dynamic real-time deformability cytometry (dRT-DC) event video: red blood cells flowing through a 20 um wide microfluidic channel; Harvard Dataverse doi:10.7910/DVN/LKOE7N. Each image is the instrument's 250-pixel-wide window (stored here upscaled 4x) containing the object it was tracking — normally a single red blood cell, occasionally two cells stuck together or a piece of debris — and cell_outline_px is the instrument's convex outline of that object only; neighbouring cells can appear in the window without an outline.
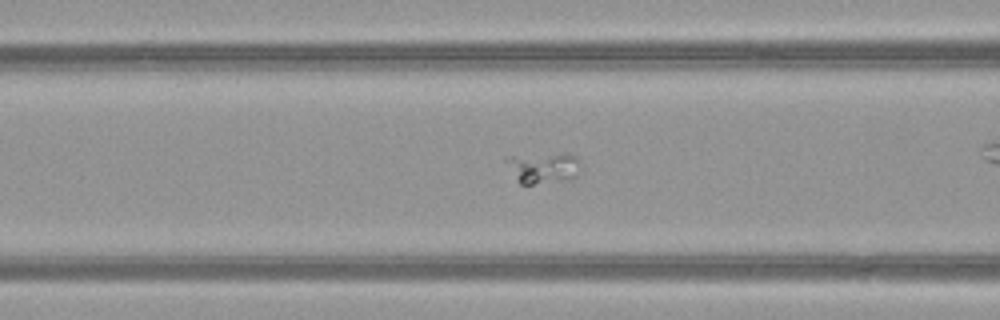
{"species": "common noctule bat (a hibernating species)", "species_latin": "Nyctalus noctula", "temperature_condition": "warm", "stored_images_in_passage": 55, "camera_frame_rate_fps": 3000, "um_per_image_px": 0.085, "animal": {"sex": "female", "body_mass_g": 21.9}, "frame": {"image": 1, "passage_image": 22, "time_ms": 7.0, "image_size_px": [1000, 320], "cell_outline_px": [[580, 160], [576, 176], [572, 180], [532, 184], [520, 184], [516, 180], [504, 160], [504, 156], [564, 152], [568, 152], [576, 156]], "centroid_in_image_um": [46.17, 14.23], "position_along_channel_um": 120.4, "area_um2": 13.93}}
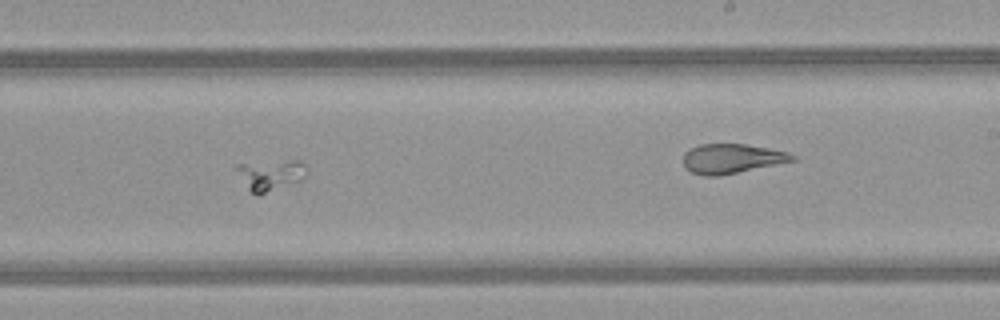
{"frame": {"image": 2, "passage_image": 33, "time_ms": 10.667, "image_size_px": [1000, 320], "cell_outline_px": [[308, 172], [300, 180], [260, 196], [252, 192], [248, 188], [232, 168], [236, 164], [288, 160], [300, 160], [304, 164]], "centroid_in_image_um": [22.96, 14.86], "position_along_channel_um": 266.0, "area_um2": 12.72}}
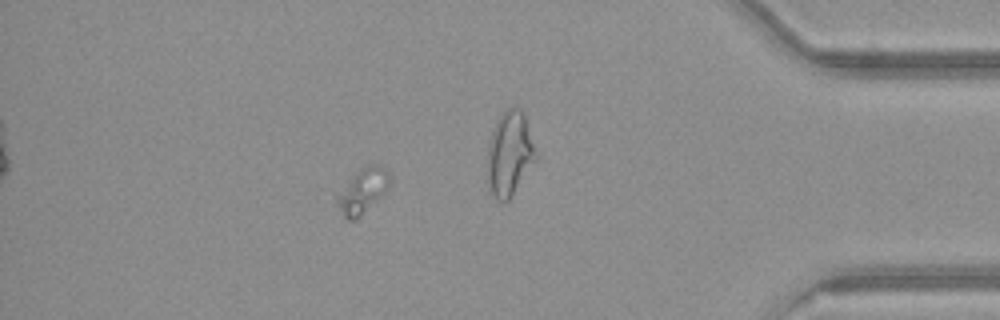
{"frame": {"image": 3, "passage_image": 47, "time_ms": 15.333, "image_size_px": [1000, 320], "cell_outline_px": [[392, 180], [388, 188], [356, 220], [348, 220], [344, 216], [336, 204], [336, 196], [352, 176], [360, 168], [368, 164], [380, 164], [388, 168], [392, 176]], "centroid_in_image_um": [30.87, 16.17], "position_along_channel_um": 404.3, "area_um2": 13.81}}